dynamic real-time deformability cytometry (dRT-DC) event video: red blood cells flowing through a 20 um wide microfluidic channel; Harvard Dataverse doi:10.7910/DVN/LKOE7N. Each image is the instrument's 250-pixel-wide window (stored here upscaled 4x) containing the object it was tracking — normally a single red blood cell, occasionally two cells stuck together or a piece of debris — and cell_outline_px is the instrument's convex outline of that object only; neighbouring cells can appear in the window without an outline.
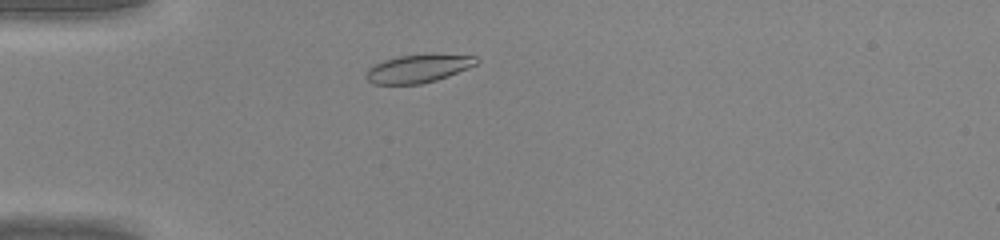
{"species": "common noctule bat (a hibernating species)", "species_latin": "Nyctalus noctula", "temperature_condition": "warm", "stored_images_in_passage": 37, "camera_frame_rate_fps": 3000, "um_per_image_px": 0.085, "animal": {"sex": "male", "body_mass_g": 20.0, "forearm_length_mm": 53.3}, "frame": {"image": 1, "passage_image": 5, "time_ms": 1.333, "image_size_px": [1000, 240], "cell_outline_px": [[480, 60], [476, 64], [468, 68], [448, 76], [436, 80], [420, 84], [372, 84], [364, 76], [368, 68], [384, 60], [400, 56], [476, 56]], "centroid_in_image_um": [35.49, 5.87], "position_along_channel_um": 49.5, "area_um2": 17.4}}
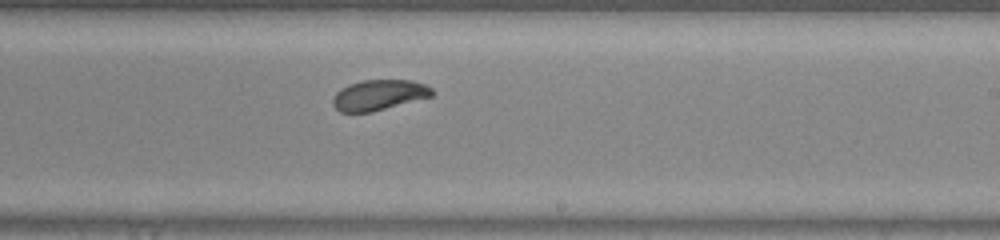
{"frame": {"image": 2, "passage_image": 20, "time_ms": 6.333, "image_size_px": [1000, 240], "cell_outline_px": [[436, 92], [432, 96], [372, 112], [340, 112], [332, 104], [332, 96], [340, 88], [348, 84], [364, 80], [412, 80], [424, 84], [432, 88]], "centroid_in_image_um": [32.19, 8.07], "position_along_channel_um": 256.8, "area_um2": 17.74}}
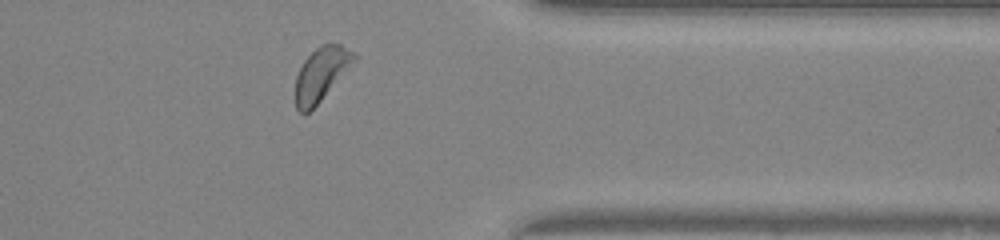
{"frame": {"image": 3, "passage_image": 29, "time_ms": 9.333, "image_size_px": [1000, 240], "cell_outline_px": [[356, 60], [320, 100], [304, 116], [296, 108], [296, 76], [304, 60], [320, 44], [340, 44], [356, 52]], "centroid_in_image_um": [27.3, 6.27], "position_along_channel_um": 384.1, "area_um2": 17.92}}